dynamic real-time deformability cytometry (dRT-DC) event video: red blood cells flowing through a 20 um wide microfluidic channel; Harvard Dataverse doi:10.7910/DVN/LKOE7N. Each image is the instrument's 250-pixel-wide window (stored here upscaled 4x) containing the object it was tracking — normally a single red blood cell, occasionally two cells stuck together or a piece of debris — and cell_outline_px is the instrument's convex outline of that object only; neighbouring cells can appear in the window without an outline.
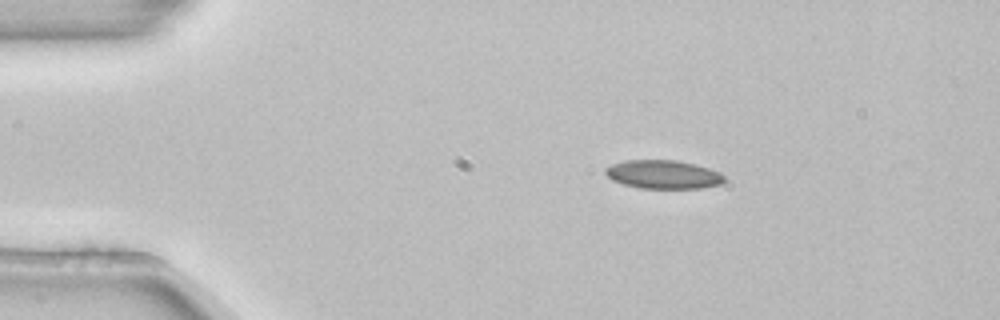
{"species": "common noctule bat (a hibernating species)", "species_latin": "Nyctalus noctula", "temperature_condition": "room temperature", "stored_images_in_passage": 5, "camera_frame_rate_fps": 3000, "um_per_image_px": 0.085, "animal": {"sex": "female", "body_mass_g": 22.7, "forearm_length_mm": 54.2}, "frame": {"image": 1, "passage_image": 1, "time_ms": 0.0, "image_size_px": [1000, 320], "cell_outline_px": [[724, 180], [720, 184], [700, 188], [640, 188], [624, 184], [612, 180], [604, 172], [604, 168], [612, 164], [624, 160], [676, 160], [696, 164], [720, 172], [724, 176]], "centroid_in_image_um": [56.36, 14.82], "position_along_channel_um": 28.6, "area_um2": 19.77}}
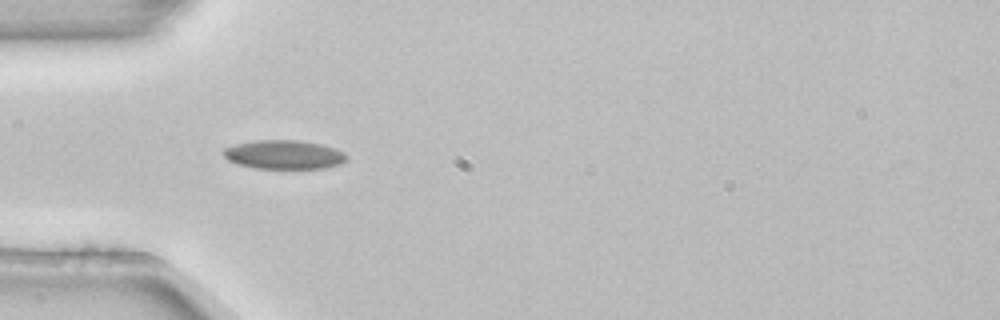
{"frame": {"image": 2, "passage_image": 3, "time_ms": 0.667, "image_size_px": [1000, 320], "cell_outline_px": [[348, 156], [340, 164], [324, 168], [256, 168], [236, 164], [228, 160], [220, 152], [224, 148], [236, 144], [256, 140], [300, 140], [320, 144], [336, 148], [344, 152]], "centroid_in_image_um": [24.11, 13.13], "position_along_channel_um": 60.9, "area_um2": 20.81}}